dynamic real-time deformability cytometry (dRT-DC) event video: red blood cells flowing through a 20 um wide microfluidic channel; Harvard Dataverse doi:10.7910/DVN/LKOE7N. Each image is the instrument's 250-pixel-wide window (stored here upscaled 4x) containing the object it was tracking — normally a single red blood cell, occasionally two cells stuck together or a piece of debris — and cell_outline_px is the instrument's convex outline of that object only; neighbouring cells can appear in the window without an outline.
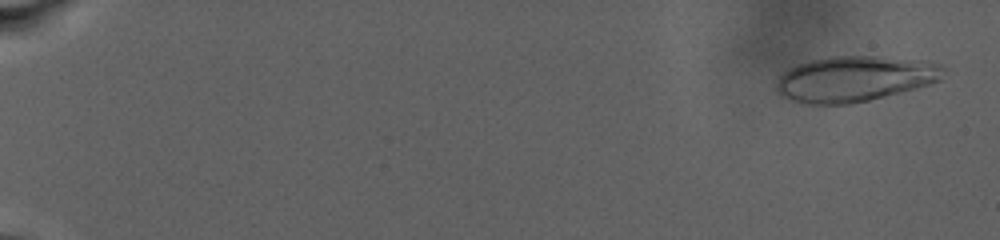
{"species": "human", "species_latin": "Homo sapiens", "temperature_condition": "warm", "stored_images_in_passage": 62, "camera_frame_rate_fps": 3000, "um_per_image_px": 0.085, "donor": {"sex": "male"}, "frame": {"image": 1, "passage_image": 1, "time_ms": 0.0, "image_size_px": [1000, 240], "cell_outline_px": [[944, 68], [940, 80], [928, 84], [900, 92], [868, 100], [848, 104], [808, 104], [792, 100], [780, 96], [776, 92], [776, 80], [784, 72], [800, 64], [812, 60], [828, 56], [880, 56], [928, 60], [940, 64]], "centroid_in_image_um": [72.65, 6.69], "position_along_channel_um": 12.4, "area_um2": 44.27}}
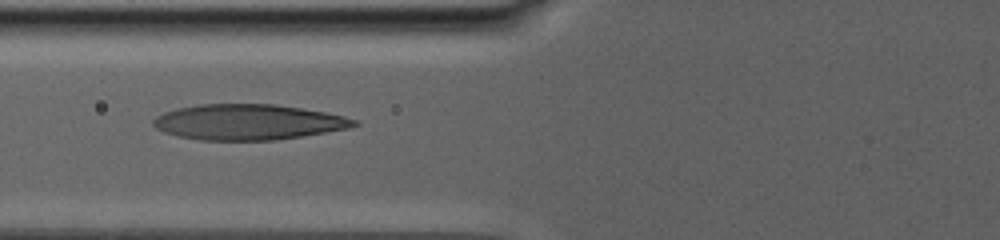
{"frame": {"image": 2, "passage_image": 47, "time_ms": 11.667, "image_size_px": [1000, 240], "cell_outline_px": [[360, 124], [348, 128], [276, 140], [200, 140], [180, 136], [164, 132], [156, 128], [152, 124], [152, 120], [156, 116], [164, 112], [176, 108], [200, 104], [276, 104], [324, 112], [344, 116], [356, 120]], "centroid_in_image_um": [21.06, 10.37], "position_along_channel_um": 104.7, "area_um2": 41.38}}
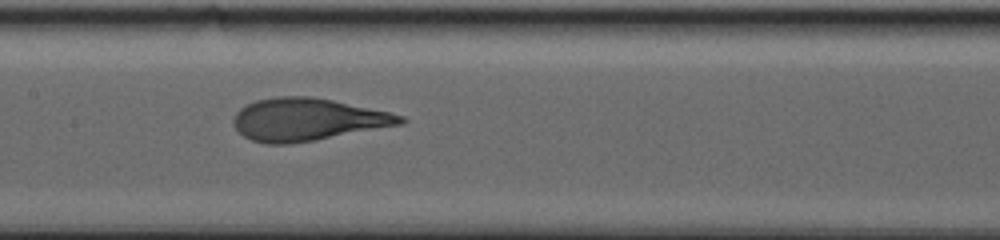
{"frame": {"image": 3, "passage_image": 61, "time_ms": 14.667, "image_size_px": [1000, 240], "cell_outline_px": [[408, 120], [404, 124], [316, 140], [288, 144], [264, 144], [252, 140], [244, 136], [232, 124], [232, 120], [236, 112], [240, 108], [256, 100], [276, 96], [312, 96], [332, 100], [388, 112], [404, 116]], "centroid_in_image_um": [26.12, 10.16], "position_along_channel_um": 181.3, "area_um2": 41.38}}